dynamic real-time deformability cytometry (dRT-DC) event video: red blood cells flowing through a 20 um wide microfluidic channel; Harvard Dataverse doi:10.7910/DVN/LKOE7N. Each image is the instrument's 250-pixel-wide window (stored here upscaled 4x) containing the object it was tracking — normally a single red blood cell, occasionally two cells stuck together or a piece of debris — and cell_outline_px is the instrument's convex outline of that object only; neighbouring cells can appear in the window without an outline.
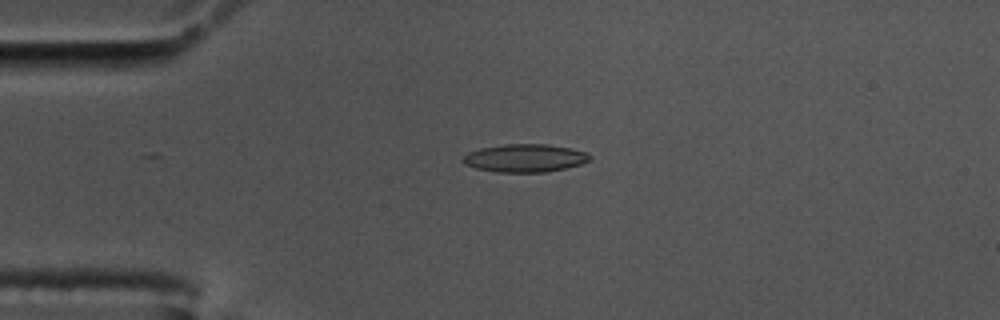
{"species": "common noctule bat (a hibernating species)", "species_latin": "Nyctalus noctula", "temperature_condition": "cold", "stored_images_in_passage": 45, "camera_frame_rate_fps": 3000, "um_per_image_px": 0.085, "animal": {"sex": "male", "body_mass_g": 17.5, "forearm_length_mm": 52.3}, "frame": {"image": 1, "passage_image": 1, "time_ms": 0.0, "image_size_px": [1000, 320], "cell_outline_px": [[592, 156], [588, 160], [580, 164], [564, 168], [544, 172], [496, 172], [476, 168], [464, 164], [460, 160], [468, 152], [480, 148], [504, 144], [548, 144], [588, 152]], "centroid_in_image_um": [44.58, 13.43], "position_along_channel_um": 40.4, "area_um2": 20.63}}
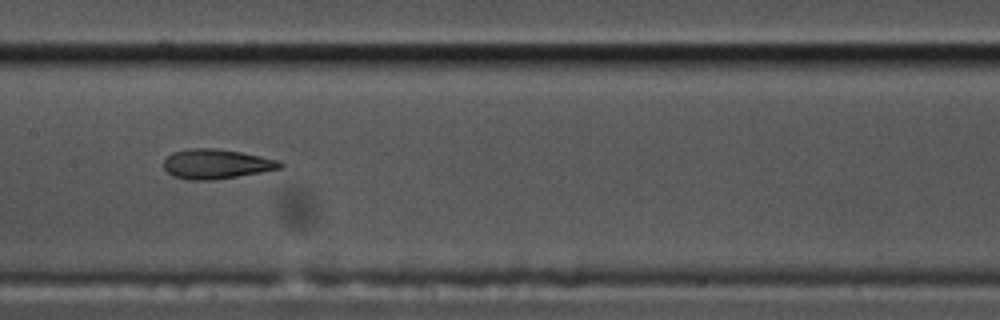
{"frame": {"image": 2, "passage_image": 16, "time_ms": 5.0, "image_size_px": [1000, 320], "cell_outline_px": [[284, 164], [280, 168], [260, 172], [212, 180], [188, 180], [172, 176], [164, 168], [164, 160], [172, 152], [188, 148], [216, 148], [240, 152], [280, 160]], "centroid_in_image_um": [18.35, 13.93], "position_along_channel_um": 189.0, "area_um2": 20.06}}
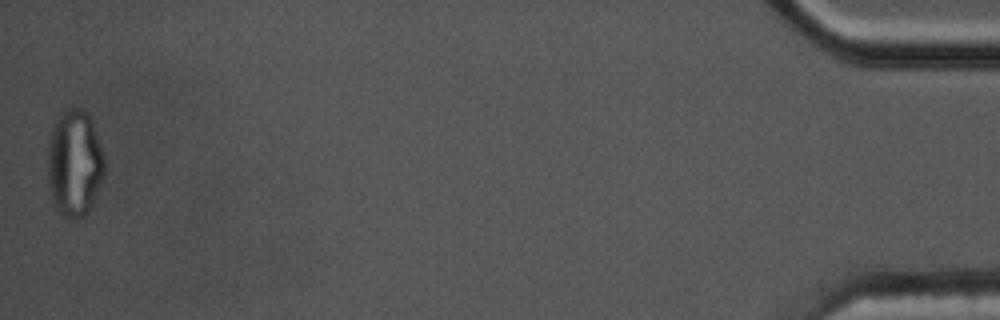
{"frame": {"image": 3, "passage_image": 45, "time_ms": 14.667, "image_size_px": [1000, 320], "cell_outline_px": [[104, 176], [92, 204], [88, 212], [84, 216], [72, 220], [64, 216], [56, 208], [52, 200], [48, 188], [48, 144], [52, 128], [60, 112], [68, 108], [80, 108], [88, 116], [92, 124], [104, 156]], "centroid_in_image_um": [6.31, 13.91], "position_along_channel_um": 428.9, "area_um2": 35.26}, "authors_computed_cell_mechanics": {"area_um2": 20.6346, "velocity_mm_per_s": 3.4633, "shape_relaxation_time_tau1_ms": null, "shape_relaxation_time_tau2_ms": 2.4923, "deformation_change_tau1": null, "deformation_change_tau2": 0.1113}}